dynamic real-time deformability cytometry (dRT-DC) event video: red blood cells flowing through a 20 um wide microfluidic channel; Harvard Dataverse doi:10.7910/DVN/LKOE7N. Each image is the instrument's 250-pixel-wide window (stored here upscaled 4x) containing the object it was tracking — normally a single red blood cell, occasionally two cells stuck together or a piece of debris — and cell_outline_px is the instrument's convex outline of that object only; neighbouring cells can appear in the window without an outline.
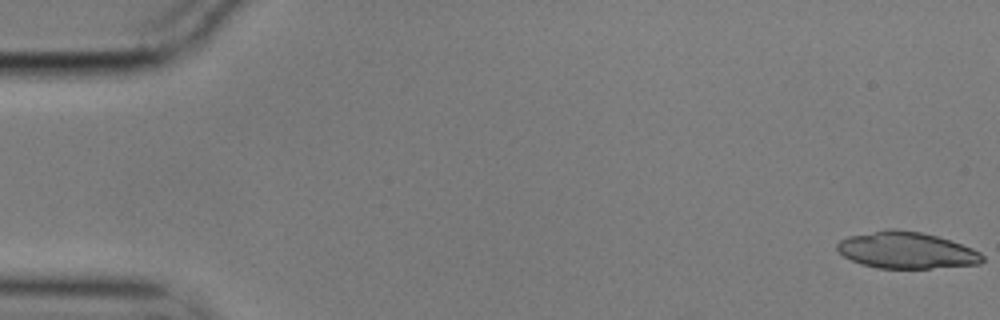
{"species": "common noctule bat (a hibernating species)", "species_latin": "Nyctalus noctula", "temperature_condition": "cold", "stored_images_in_passage": 32, "camera_frame_rate_fps": 3000, "um_per_image_px": 0.085, "animal": {"sex": "male", "body_mass_g": 17.9}, "frame": {"image": 1, "passage_image": 1, "time_ms": 0.0, "image_size_px": [1000, 320], "cell_outline_px": [[984, 260], [980, 264], [932, 268], [876, 268], [860, 264], [844, 256], [836, 248], [836, 244], [840, 240], [848, 236], [888, 228], [896, 228], [920, 232], [936, 236], [972, 248], [980, 252], [984, 256]], "centroid_in_image_um": [77.03, 21.27], "position_along_channel_um": 8.0, "area_um2": 30.98}}